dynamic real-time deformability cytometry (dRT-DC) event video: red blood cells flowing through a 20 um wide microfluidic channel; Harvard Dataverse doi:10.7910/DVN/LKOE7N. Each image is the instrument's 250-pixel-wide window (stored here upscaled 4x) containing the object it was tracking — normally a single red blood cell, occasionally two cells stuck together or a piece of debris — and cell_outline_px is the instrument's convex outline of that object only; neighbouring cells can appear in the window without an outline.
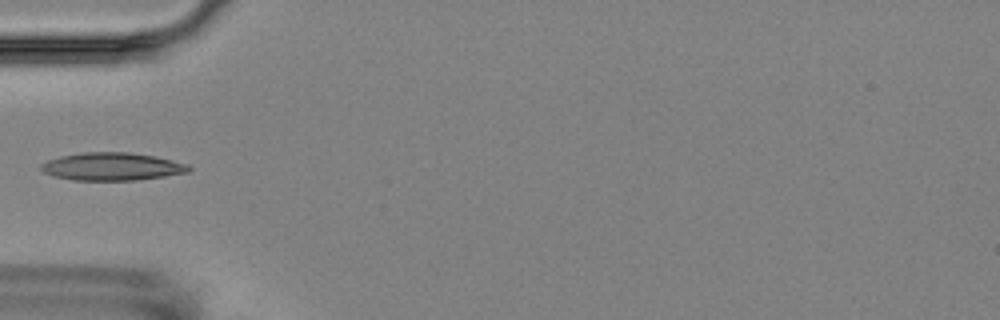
{"species": "Egyptian fruit bat (a non-hibernating species)", "species_latin": "Rousettus aegyptiacus", "temperature_condition": "room temperature", "stored_images_in_passage": 5, "camera_frame_rate_fps": 3000, "um_per_image_px": 0.085, "animal": {"sex": "female"}, "frame": {"image": 1, "passage_image": 5, "time_ms": 5.667, "image_size_px": [1000, 320], "cell_outline_px": [[192, 172], [136, 180], [72, 180], [52, 176], [44, 172], [40, 168], [40, 164], [48, 160], [60, 156], [84, 152], [128, 152], [156, 156], [188, 164], [192, 168]], "centroid_in_image_um": [9.54, 14.15], "position_along_channel_um": 75.5, "area_um2": 24.1}}